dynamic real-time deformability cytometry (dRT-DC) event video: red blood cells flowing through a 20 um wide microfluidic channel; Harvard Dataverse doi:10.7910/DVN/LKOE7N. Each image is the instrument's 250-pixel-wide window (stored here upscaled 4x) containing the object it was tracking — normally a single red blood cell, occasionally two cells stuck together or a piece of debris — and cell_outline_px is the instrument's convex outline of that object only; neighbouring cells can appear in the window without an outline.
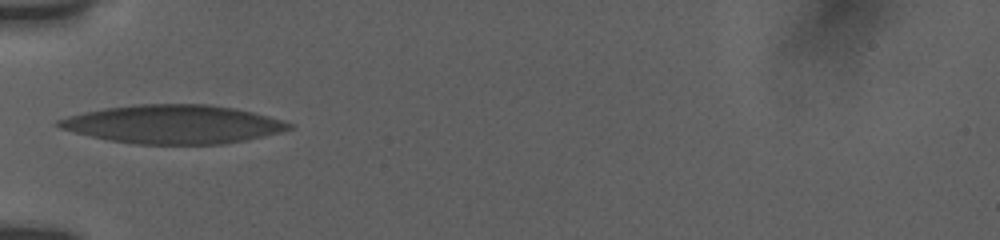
{"species": "human", "species_latin": "Homo sapiens", "temperature_condition": "room temperature", "stored_images_in_passage": 2, "camera_frame_rate_fps": 3000, "um_per_image_px": 0.085, "donor": {"sex": "female"}, "frame": {"image": 1, "passage_image": 1, "time_ms": 0.0, "image_size_px": [1000, 240], "cell_outline_px": [[292, 128], [280, 132], [244, 140], [220, 144], [136, 144], [108, 140], [60, 128], [52, 124], [56, 120], [68, 116], [84, 112], [104, 108], [140, 104], [208, 104], [232, 108], [252, 112], [268, 116], [292, 124]], "centroid_in_image_um": [14.67, 10.56], "position_along_channel_um": 70.3, "area_um2": 51.38}}